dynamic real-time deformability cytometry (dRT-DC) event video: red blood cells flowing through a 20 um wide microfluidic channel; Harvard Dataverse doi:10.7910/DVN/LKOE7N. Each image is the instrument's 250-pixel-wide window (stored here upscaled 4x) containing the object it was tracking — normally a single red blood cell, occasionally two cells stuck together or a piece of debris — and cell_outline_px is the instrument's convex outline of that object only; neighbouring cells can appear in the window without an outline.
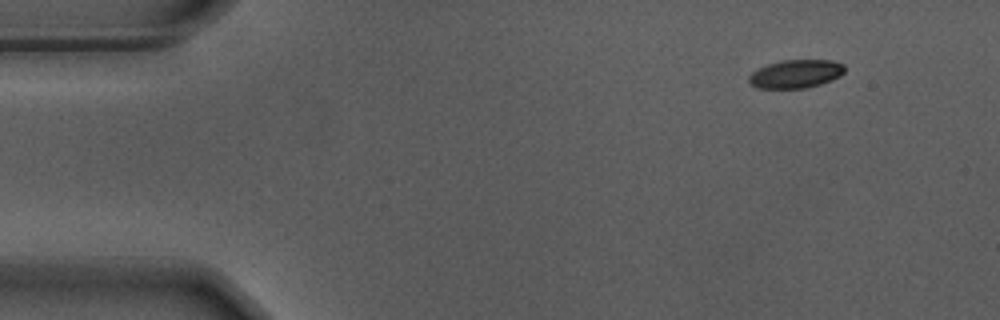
{"species": "Egyptian fruit bat (a non-hibernating species)", "species_latin": "Rousettus aegyptiacus", "temperature_condition": "warm", "stored_images_in_passage": 15, "camera_frame_rate_fps": 3000, "um_per_image_px": 0.085, "animal": {"sex": "male"}, "frame": {"image": 1, "passage_image": 1, "time_ms": 0.0, "image_size_px": [1000, 320], "cell_outline_px": [[844, 72], [840, 76], [832, 80], [820, 84], [804, 88], [756, 88], [748, 80], [748, 76], [752, 72], [768, 64], [784, 60], [832, 60], [844, 64]], "centroid_in_image_um": [67.65, 6.28], "position_along_channel_um": 17.3, "area_um2": 15.72}}
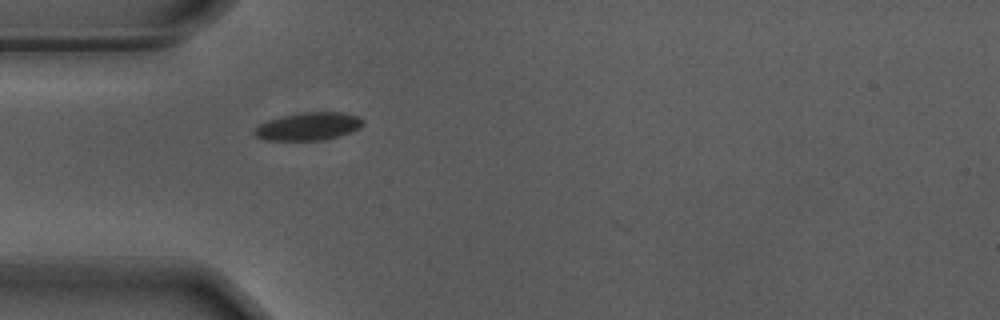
{"frame": {"image": 2, "passage_image": 12, "time_ms": 3.667, "image_size_px": [1000, 320], "cell_outline_px": [[364, 124], [360, 128], [352, 132], [340, 136], [324, 140], [264, 140], [256, 136], [252, 132], [260, 124], [268, 120], [280, 116], [300, 112], [344, 112], [360, 116], [364, 120]], "centroid_in_image_um": [26.26, 10.73], "position_along_channel_um": 58.7, "area_um2": 17.92}}